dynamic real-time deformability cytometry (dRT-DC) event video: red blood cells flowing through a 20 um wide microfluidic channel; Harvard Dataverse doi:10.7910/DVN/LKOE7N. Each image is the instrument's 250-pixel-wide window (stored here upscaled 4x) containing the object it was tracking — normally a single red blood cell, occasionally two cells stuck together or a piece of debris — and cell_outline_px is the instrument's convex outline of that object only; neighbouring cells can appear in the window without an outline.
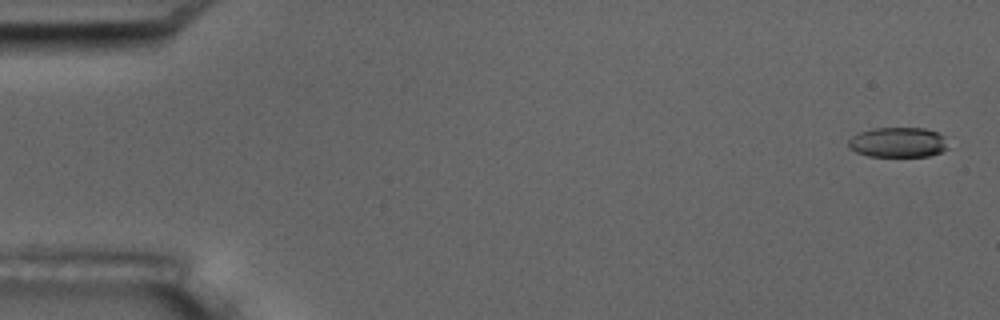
{"species": "common noctule bat (a hibernating species)", "species_latin": "Nyctalus noctula", "temperature_condition": "room temperature", "stored_images_in_passage": 6, "camera_frame_rate_fps": 3000, "um_per_image_px": 0.085, "animal": {"sex": "male", "body_mass_g": 17.5, "forearm_length_mm": 52.3}, "frame": {"image": 1, "passage_image": 1, "time_ms": 0.0, "image_size_px": [1000, 320], "cell_outline_px": [[948, 148], [940, 152], [928, 156], [868, 156], [856, 152], [848, 148], [848, 140], [852, 136], [860, 132], [872, 128], [924, 128], [936, 132], [944, 136]], "centroid_in_image_um": [76.3, 12.1], "position_along_channel_um": 8.7, "area_um2": 17.46}}
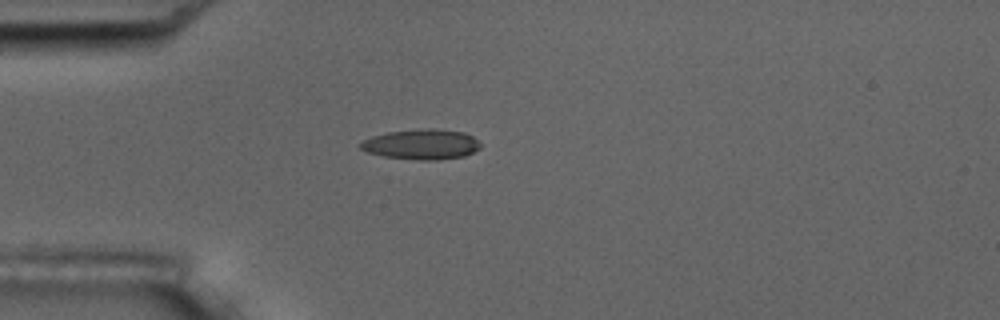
{"frame": {"image": 2, "passage_image": 5, "time_ms": 4.667, "image_size_px": [1000, 320], "cell_outline_px": [[480, 148], [464, 156], [436, 160], [420, 160], [384, 156], [368, 152], [360, 148], [360, 144], [364, 140], [372, 136], [388, 132], [424, 128], [432, 128], [464, 132], [472, 136], [480, 144]], "centroid_in_image_um": [35.84, 12.26], "position_along_channel_um": 49.2, "area_um2": 20.92}}